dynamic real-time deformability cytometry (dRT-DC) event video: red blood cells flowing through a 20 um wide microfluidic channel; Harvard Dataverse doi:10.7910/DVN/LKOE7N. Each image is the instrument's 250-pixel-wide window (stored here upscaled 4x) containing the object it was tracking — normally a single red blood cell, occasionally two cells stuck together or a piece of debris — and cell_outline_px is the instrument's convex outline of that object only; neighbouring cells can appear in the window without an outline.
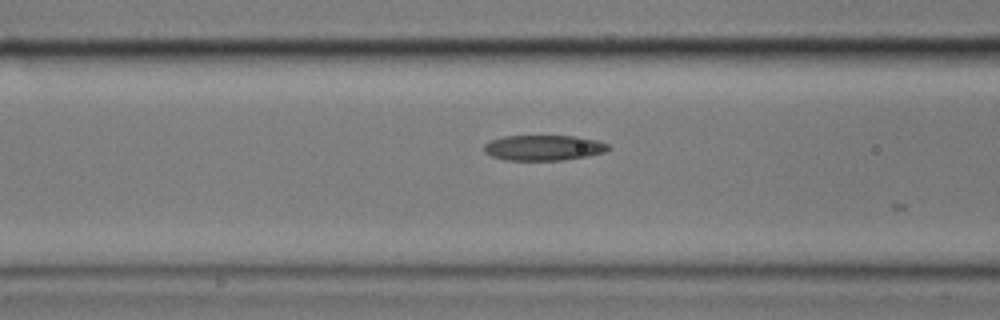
{"species": "common noctule bat (a hibernating species)", "species_latin": "Nyctalus noctula", "temperature_condition": "cold", "stored_images_in_passage": 9, "camera_frame_rate_fps": 3000, "um_per_image_px": 0.085, "animal": {"sex": "male", "body_mass_g": 17.9}, "frame": {"image": 1, "passage_image": 7, "time_ms": 2.0, "image_size_px": [1000, 320], "cell_outline_px": [[612, 148], [604, 152], [564, 160], [504, 160], [492, 156], [484, 152], [484, 144], [492, 140], [504, 136], [576, 136], [596, 140], [608, 144]], "centroid_in_image_um": [46.2, 12.56], "position_along_channel_um": 120.4, "area_um2": 18.32}}